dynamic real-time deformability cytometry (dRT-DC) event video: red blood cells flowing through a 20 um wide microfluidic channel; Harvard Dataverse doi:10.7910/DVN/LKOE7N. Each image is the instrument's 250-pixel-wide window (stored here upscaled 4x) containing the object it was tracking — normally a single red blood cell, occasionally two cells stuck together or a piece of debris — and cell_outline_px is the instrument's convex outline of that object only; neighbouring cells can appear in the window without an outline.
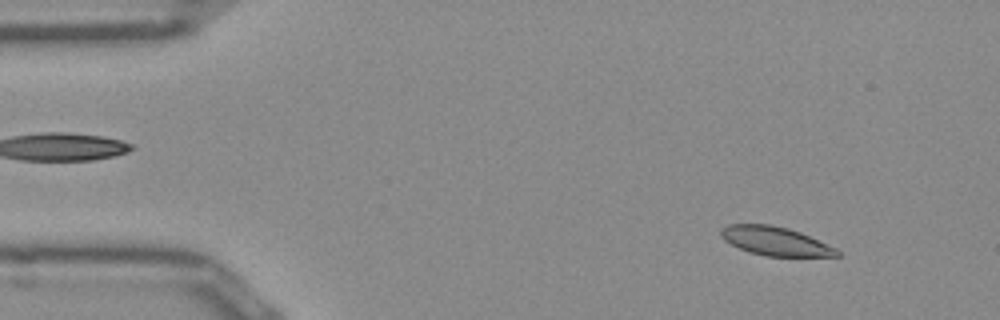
{"species": "Egyptian fruit bat (a non-hibernating species)", "species_latin": "Rousettus aegyptiacus", "temperature_condition": "room temperature", "stored_images_in_passage": 51, "camera_frame_rate_fps": 3000, "um_per_image_px": 0.085, "frame": {"image": 1, "passage_image": 5, "time_ms": 1.333, "image_size_px": [1000, 320], "cell_outline_px": [[840, 256], [768, 256], [748, 252], [724, 240], [720, 236], [720, 232], [728, 224], [768, 224], [788, 228], [800, 232], [836, 248], [840, 252]], "centroid_in_image_um": [65.9, 20.49], "position_along_channel_um": 19.1, "area_um2": 19.25}}
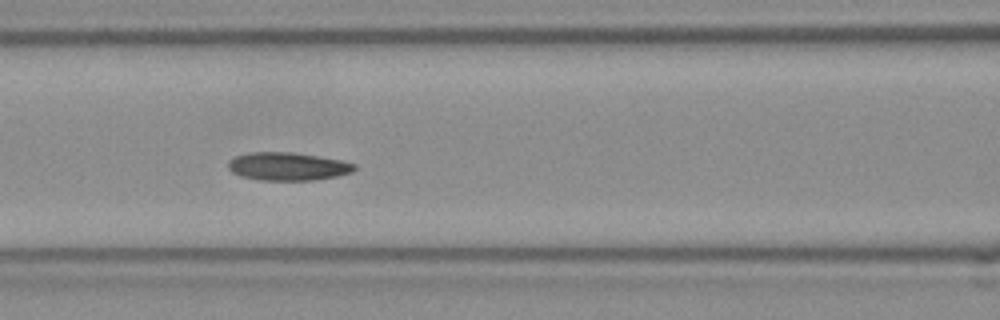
{"frame": {"image": 2, "passage_image": 21, "time_ms": 6.667, "image_size_px": [1000, 320], "cell_outline_px": [[356, 168], [352, 172], [336, 176], [316, 180], [260, 180], [240, 176], [232, 172], [228, 168], [228, 160], [236, 156], [248, 152], [292, 152], [340, 160], [356, 164]], "centroid_in_image_um": [24.43, 14.14], "position_along_channel_um": 142.2, "area_um2": 20.63}}
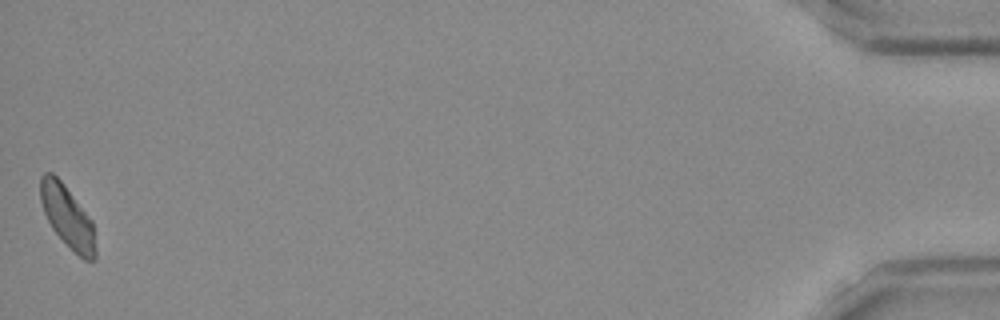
{"frame": {"image": 3, "passage_image": 51, "time_ms": 16.667, "image_size_px": [1000, 320], "cell_outline_px": [[96, 260], [84, 260], [52, 228], [44, 212], [40, 200], [40, 176], [44, 172], [52, 172], [64, 184], [92, 220], [96, 248]], "centroid_in_image_um": [5.73, 18.39], "position_along_channel_um": 429.5, "area_um2": 19.59}, "authors_computed_cell_mechanics": {"area_um2": 20.23, "velocity_mm_per_s": 3.8779, "shape_relaxation_time_tau1_ms": null, "shape_relaxation_time_tau2_ms": 4.83, "deformation_change_tau1": null, "deformation_change_tau2": 0.0872}}